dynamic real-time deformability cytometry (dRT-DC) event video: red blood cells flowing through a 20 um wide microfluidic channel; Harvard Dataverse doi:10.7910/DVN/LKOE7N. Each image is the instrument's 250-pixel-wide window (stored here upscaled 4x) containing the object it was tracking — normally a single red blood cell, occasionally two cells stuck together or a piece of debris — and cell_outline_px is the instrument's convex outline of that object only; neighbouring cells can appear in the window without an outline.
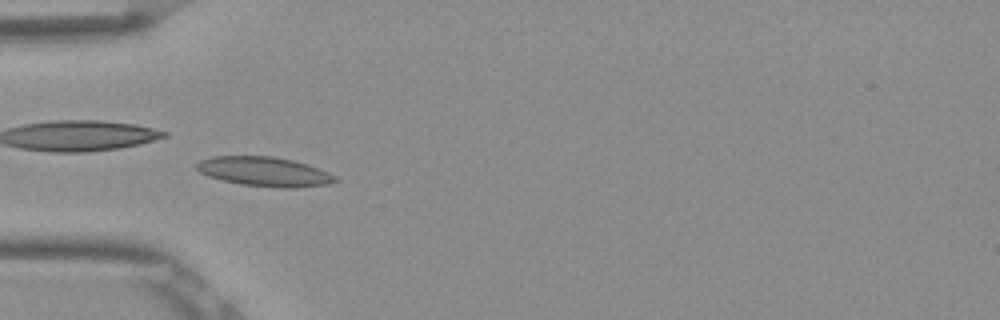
{"species": "Egyptian fruit bat (a non-hibernating species)", "species_latin": "Rousettus aegyptiacus", "temperature_condition": "room temperature", "stored_images_in_passage": 54, "camera_frame_rate_fps": 3000, "um_per_image_px": 0.085, "frame": {"image": 1, "passage_image": 18, "time_ms": 5.667, "image_size_px": [1000, 320], "cell_outline_px": [[340, 180], [328, 184], [296, 188], [280, 188], [240, 184], [208, 176], [200, 172], [196, 168], [196, 164], [200, 160], [212, 156], [272, 156], [292, 160], [328, 172], [336, 176]], "centroid_in_image_um": [22.47, 14.59], "position_along_channel_um": 62.5, "area_um2": 23.64}}
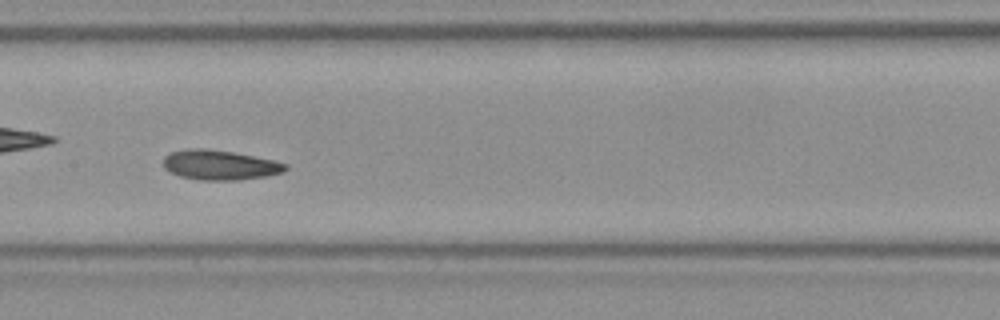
{"frame": {"image": 2, "passage_image": 28, "time_ms": 9.0, "image_size_px": [1000, 320], "cell_outline_px": [[288, 168], [284, 172], [264, 176], [240, 180], [200, 180], [180, 176], [164, 168], [164, 156], [172, 152], [188, 148], [208, 148], [232, 152], [272, 160], [288, 164]], "centroid_in_image_um": [18.68, 14.02], "position_along_channel_um": 188.7, "area_um2": 21.1}}
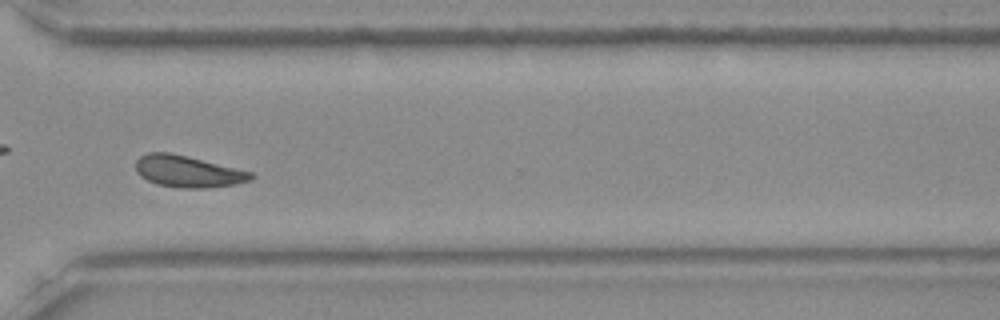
{"frame": {"image": 3, "passage_image": 41, "time_ms": 13.333, "image_size_px": [1000, 320], "cell_outline_px": [[252, 180], [236, 184], [204, 188], [180, 188], [160, 184], [148, 180], [140, 176], [136, 172], [136, 160], [140, 156], [148, 152], [168, 152], [188, 156], [252, 172]], "centroid_in_image_um": [15.95, 14.56], "position_along_channel_um": 354.6, "area_um2": 21.1}, "authors_computed_cell_mechanics": {"area_um2": 21.097, "velocity_mm_per_s": 3.8295, "shape_relaxation_time_tau1_ms": 3.57, "shape_relaxation_time_tau2_ms": 6.07, "deformation_change_tau1": 0.0645, "deformation_change_tau2": 0.0807}}